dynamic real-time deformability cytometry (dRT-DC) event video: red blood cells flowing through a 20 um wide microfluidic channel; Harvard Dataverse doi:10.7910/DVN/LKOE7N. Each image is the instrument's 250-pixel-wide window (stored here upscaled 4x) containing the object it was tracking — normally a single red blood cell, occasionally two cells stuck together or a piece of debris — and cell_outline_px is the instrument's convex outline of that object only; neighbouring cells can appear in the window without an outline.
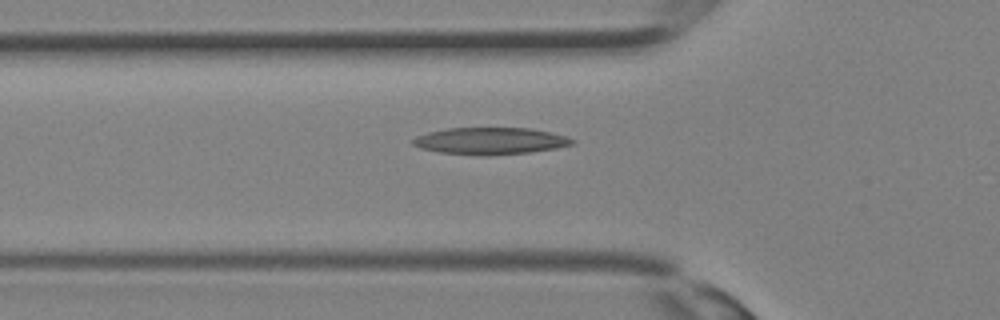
{"species": "Egyptian fruit bat (a non-hibernating species)", "species_latin": "Rousettus aegyptiacus", "temperature_condition": "room temperature", "stored_images_in_passage": 31, "camera_frame_rate_fps": 3000, "um_per_image_px": 0.085, "animal": {"sex": "female"}, "frame": {"image": 1, "passage_image": 9, "time_ms": 2.667, "image_size_px": [1000, 320], "cell_outline_px": [[576, 140], [572, 144], [556, 148], [528, 152], [488, 156], [480, 156], [440, 152], [420, 148], [412, 144], [412, 140], [416, 136], [428, 132], [448, 128], [532, 128], [568, 136]], "centroid_in_image_um": [41.68, 11.98], "position_along_channel_um": 84.1, "area_um2": 25.09}}
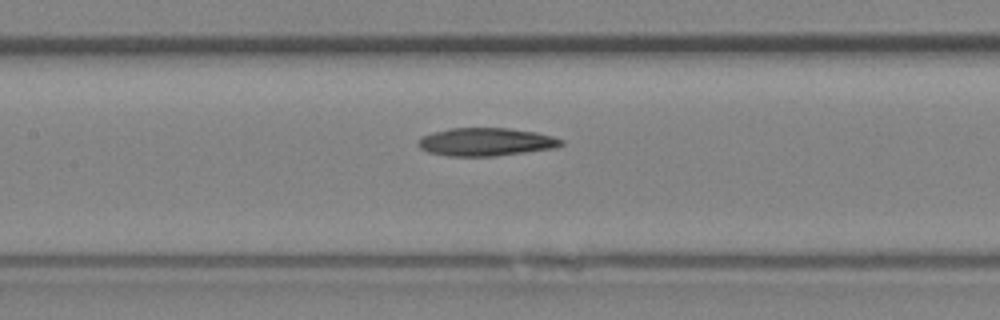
{"frame": {"image": 2, "passage_image": 13, "time_ms": 4.0, "image_size_px": [1000, 320], "cell_outline_px": [[564, 144], [556, 148], [492, 156], [448, 156], [428, 152], [420, 148], [416, 144], [424, 136], [432, 132], [452, 128], [508, 128], [536, 132], [552, 136], [564, 140]], "centroid_in_image_um": [41.32, 12.06], "position_along_channel_um": 166.1, "area_um2": 23.29}}
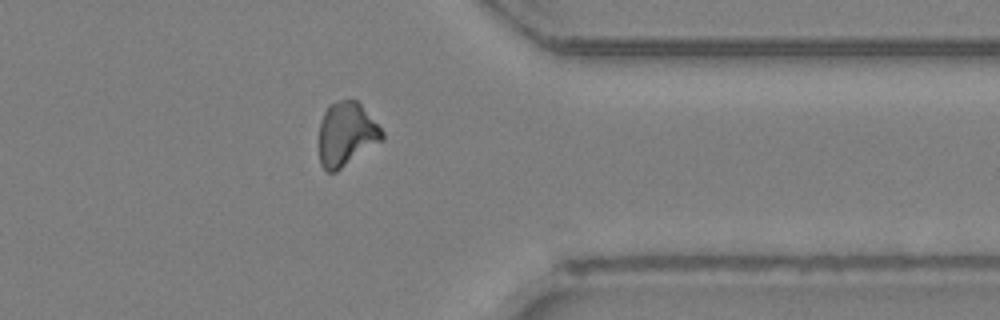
{"frame": {"image": 3, "passage_image": 24, "time_ms": 7.667, "image_size_px": [1000, 320], "cell_outline_px": [[384, 140], [336, 172], [328, 172], [320, 164], [320, 120], [328, 104], [336, 100], [356, 100], [360, 104], [384, 132]], "centroid_in_image_um": [29.44, 11.4], "position_along_channel_um": 382.0, "area_um2": 23.52}}